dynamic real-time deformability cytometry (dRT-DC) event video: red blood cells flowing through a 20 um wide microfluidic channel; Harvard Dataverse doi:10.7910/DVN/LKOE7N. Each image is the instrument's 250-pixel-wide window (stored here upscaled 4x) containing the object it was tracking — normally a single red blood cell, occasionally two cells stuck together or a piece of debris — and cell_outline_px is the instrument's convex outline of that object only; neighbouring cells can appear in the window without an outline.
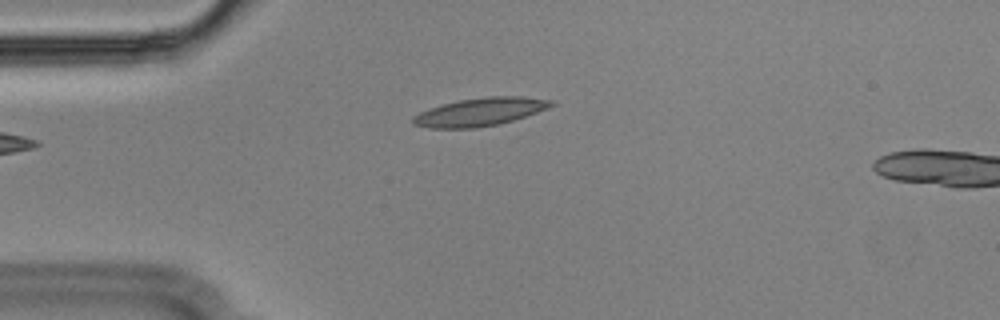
{"species": "Egyptian fruit bat (a non-hibernating species)", "species_latin": "Rousettus aegyptiacus", "temperature_condition": "cold", "stored_images_in_passage": 4, "camera_frame_rate_fps": 3000, "um_per_image_px": 0.085, "animal": {"sex": "male"}, "frame": {"image": 1, "passage_image": 1, "time_ms": 0.0, "image_size_px": [1000, 320], "cell_outline_px": [[556, 104], [548, 108], [512, 120], [496, 124], [472, 128], [428, 128], [412, 124], [412, 116], [420, 112], [444, 104], [460, 100], [488, 96], [520, 96], [556, 100]], "centroid_in_image_um": [40.82, 9.5], "position_along_channel_um": 44.2, "area_um2": 22.37}}